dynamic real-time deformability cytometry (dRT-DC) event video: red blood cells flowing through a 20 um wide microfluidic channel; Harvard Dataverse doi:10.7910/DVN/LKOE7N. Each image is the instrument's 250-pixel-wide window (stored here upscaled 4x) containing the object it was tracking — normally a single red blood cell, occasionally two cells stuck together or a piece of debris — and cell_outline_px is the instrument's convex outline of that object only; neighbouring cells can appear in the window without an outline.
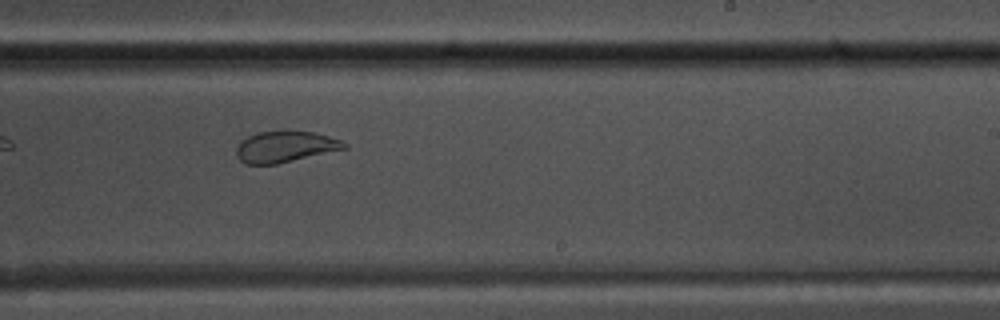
{"species": "common noctule bat (a hibernating species)", "species_latin": "Nyctalus noctula", "temperature_condition": "warm", "stored_images_in_passage": 37, "camera_frame_rate_fps": 3000, "um_per_image_px": 0.085, "animal": {"sex": "male", "body_mass_g": 17.5, "forearm_length_mm": 52.3}, "frame": {"image": 1, "passage_image": 16, "time_ms": 5.0, "image_size_px": [1000, 320], "cell_outline_px": [[348, 148], [276, 164], [244, 164], [236, 156], [236, 148], [240, 140], [256, 132], [288, 128], [312, 132], [328, 136], [340, 140], [348, 144]], "centroid_in_image_um": [24.21, 12.43], "position_along_channel_um": 264.8, "area_um2": 20.17}}